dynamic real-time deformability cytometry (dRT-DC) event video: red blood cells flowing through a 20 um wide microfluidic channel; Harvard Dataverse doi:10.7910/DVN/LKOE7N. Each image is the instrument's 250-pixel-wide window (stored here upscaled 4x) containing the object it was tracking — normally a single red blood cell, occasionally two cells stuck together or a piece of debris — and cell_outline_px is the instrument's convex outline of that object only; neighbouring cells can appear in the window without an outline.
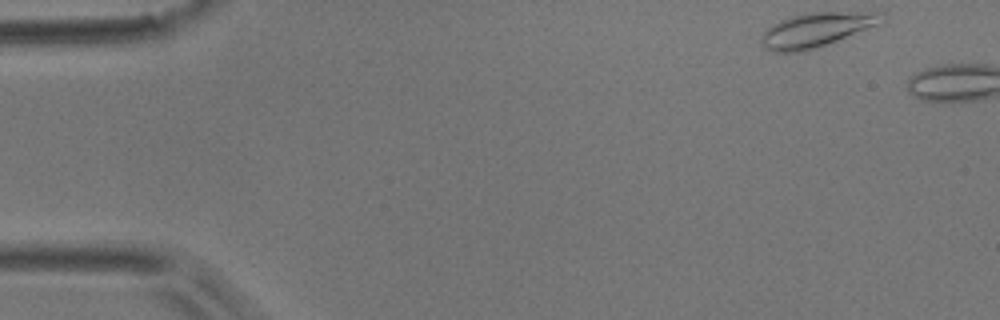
{"species": "common noctule bat (a hibernating species)", "species_latin": "Nyctalus noctula", "temperature_condition": "room temperature", "stored_images_in_passage": 3, "camera_frame_rate_fps": 3000, "um_per_image_px": 0.085, "animal": {"sex": "male", "body_mass_g": 17.9}, "frame": {"image": 1, "passage_image": 1, "time_ms": 0.0, "image_size_px": [1000, 320], "cell_outline_px": [[888, 16], [884, 24], [800, 52], [772, 52], [760, 40], [764, 32], [772, 24], [780, 20], [792, 16], [808, 12], [884, 12]], "centroid_in_image_um": [69.5, 2.5], "position_along_channel_um": 15.5, "area_um2": 24.04}}